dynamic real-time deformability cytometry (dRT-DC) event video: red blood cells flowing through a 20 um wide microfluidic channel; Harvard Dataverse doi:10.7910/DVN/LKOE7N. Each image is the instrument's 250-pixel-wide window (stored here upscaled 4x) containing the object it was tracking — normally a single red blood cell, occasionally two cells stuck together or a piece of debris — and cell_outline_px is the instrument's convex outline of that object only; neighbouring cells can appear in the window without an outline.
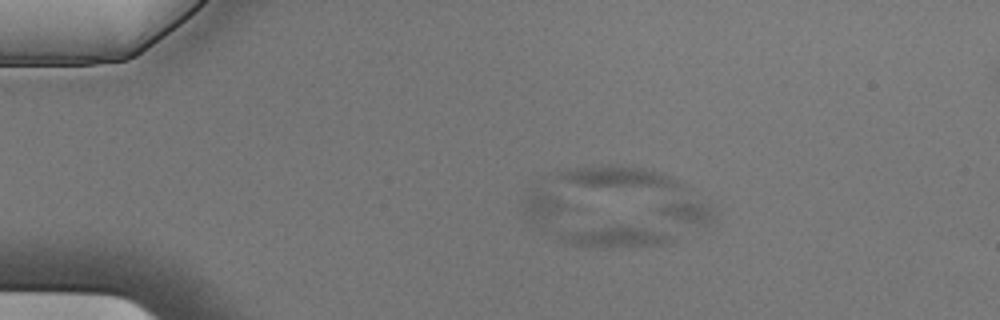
{"species": "Egyptian fruit bat (a non-hibernating species)", "species_latin": "Rousettus aegyptiacus", "temperature_condition": "cold", "stored_images_in_passage": 6, "camera_frame_rate_fps": 3000, "um_per_image_px": 0.085, "animal": {"sex": "male"}, "frame": {"image": 1, "passage_image": 4, "time_ms": 1.0, "image_size_px": [1000, 320], "cell_outline_px": [[676, 240], [668, 244], [612, 248], [564, 244], [556, 236], [564, 232], [620, 224], [644, 228], [660, 232], [672, 236]], "centroid_in_image_um": [52.31, 20.15], "position_along_channel_um": 32.7, "area_um2": 13.99}}